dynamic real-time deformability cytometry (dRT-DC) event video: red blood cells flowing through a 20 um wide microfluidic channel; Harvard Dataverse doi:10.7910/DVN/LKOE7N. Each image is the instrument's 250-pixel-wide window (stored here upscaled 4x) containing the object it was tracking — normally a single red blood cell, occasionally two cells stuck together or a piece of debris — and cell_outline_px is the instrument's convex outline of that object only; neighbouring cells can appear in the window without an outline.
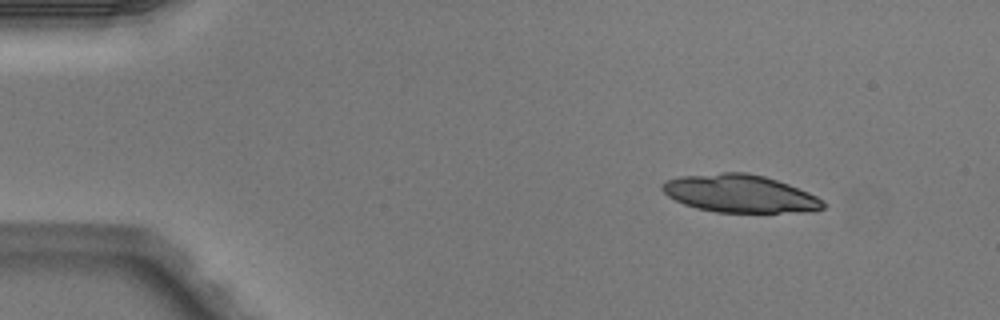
{"species": "Egyptian fruit bat (a non-hibernating species)", "species_latin": "Rousettus aegyptiacus", "temperature_condition": "warm", "stored_images_in_passage": 3, "camera_frame_rate_fps": 3000, "um_per_image_px": 0.085, "animal": {"sex": "male"}, "frame": {"image": 1, "passage_image": 1, "time_ms": 0.0, "image_size_px": [1000, 320], "cell_outline_px": [[828, 204], [824, 208], [780, 212], [716, 212], [696, 208], [684, 204], [668, 196], [660, 188], [660, 184], [664, 180], [680, 176], [720, 172], [744, 172], [764, 176], [788, 184], [808, 192], [824, 200]], "centroid_in_image_um": [62.82, 16.44], "position_along_channel_um": 22.2, "area_um2": 35.2}}